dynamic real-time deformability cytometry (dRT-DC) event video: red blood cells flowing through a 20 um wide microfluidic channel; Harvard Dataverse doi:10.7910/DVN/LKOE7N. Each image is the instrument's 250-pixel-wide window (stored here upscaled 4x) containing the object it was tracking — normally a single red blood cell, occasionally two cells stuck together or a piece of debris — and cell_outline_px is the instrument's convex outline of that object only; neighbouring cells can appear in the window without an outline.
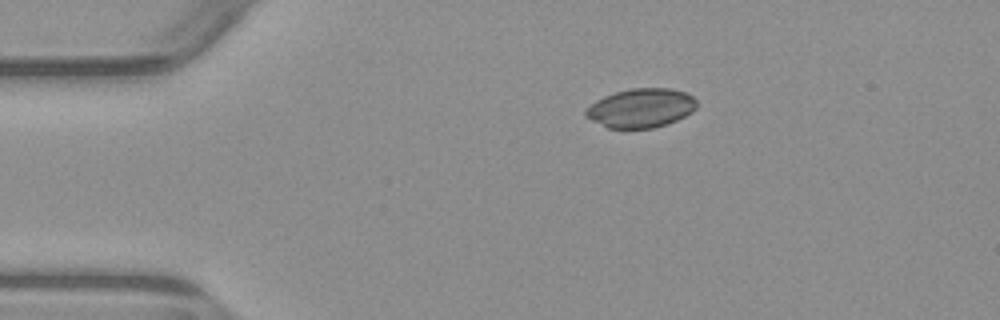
{"species": "common noctule bat (a hibernating species)", "species_latin": "Nyctalus noctula", "temperature_condition": "warm", "stored_images_in_passage": 3, "camera_frame_rate_fps": 3000, "um_per_image_px": 0.085, "animal": {"sex": "male", "body_mass_g": 23.1, "forearm_length_mm": 52.7}, "frame": {"image": 1, "passage_image": 1, "time_ms": 0.0, "image_size_px": [1000, 320], "cell_outline_px": [[696, 108], [692, 112], [668, 124], [652, 128], [608, 128], [584, 116], [584, 112], [596, 100], [604, 96], [616, 92], [632, 88], [672, 88], [688, 92], [696, 100]], "centroid_in_image_um": [54.51, 9.17], "position_along_channel_um": 30.5, "area_um2": 25.26}}
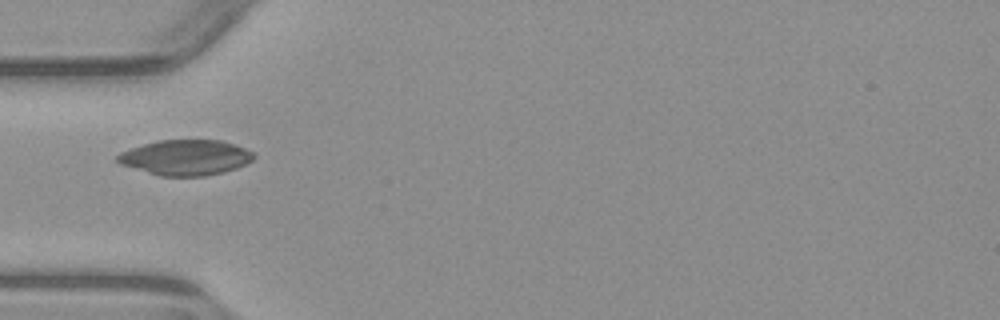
{"frame": {"image": 2, "passage_image": 3, "time_ms": 2.333, "image_size_px": [1000, 320], "cell_outline_px": [[256, 156], [252, 160], [236, 168], [224, 172], [204, 176], [160, 176], [120, 164], [116, 160], [116, 156], [120, 152], [144, 144], [160, 140], [220, 140], [236, 144], [256, 152]], "centroid_in_image_um": [15.81, 13.38], "position_along_channel_um": 69.2, "area_um2": 28.15}}